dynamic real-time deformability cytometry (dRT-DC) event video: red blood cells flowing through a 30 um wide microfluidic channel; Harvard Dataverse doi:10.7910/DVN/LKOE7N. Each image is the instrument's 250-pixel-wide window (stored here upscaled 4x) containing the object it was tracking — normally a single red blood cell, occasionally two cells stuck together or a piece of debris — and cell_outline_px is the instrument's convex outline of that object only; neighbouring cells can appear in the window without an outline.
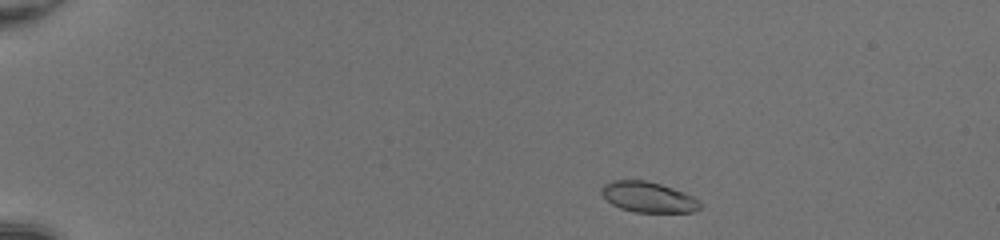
{"species": "common noctule bat (a hibernating species)", "species_latin": "Nyctalus noctula", "temperature_condition": "room temperature", "stored_images_in_passage": 43, "camera_frame_rate_fps": 3000, "um_per_image_px": 0.085, "animal": {"sex": "female", "body_mass_g": 20.0, "forearm_length_mm": 54.0}, "frame": {"image": 1, "passage_image": 2, "time_ms": 0.333, "image_size_px": [1000, 240], "cell_outline_px": [[704, 204], [700, 208], [692, 212], [636, 212], [620, 208], [612, 204], [600, 192], [600, 188], [604, 184], [612, 180], [644, 180], [660, 184], [684, 192], [700, 200]], "centroid_in_image_um": [55.12, 16.75], "position_along_channel_um": 29.9, "area_um2": 17.57}}
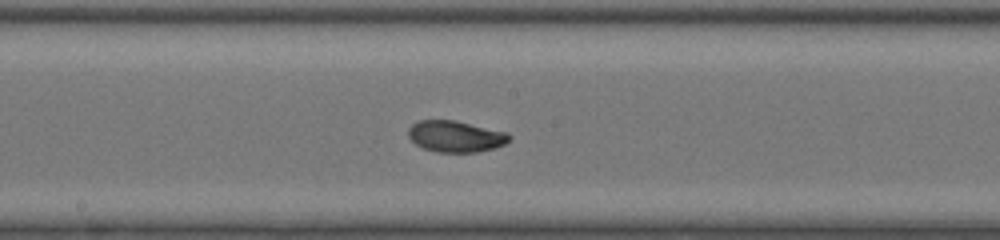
{"frame": {"image": 2, "passage_image": 22, "time_ms": 7.0, "image_size_px": [1000, 240], "cell_outline_px": [[512, 136], [504, 144], [492, 148], [476, 152], [436, 152], [424, 148], [416, 144], [408, 136], [408, 128], [412, 124], [420, 120], [456, 120], [508, 132]], "centroid_in_image_um": [38.72, 11.58], "position_along_channel_um": 209.5, "area_um2": 18.44}}
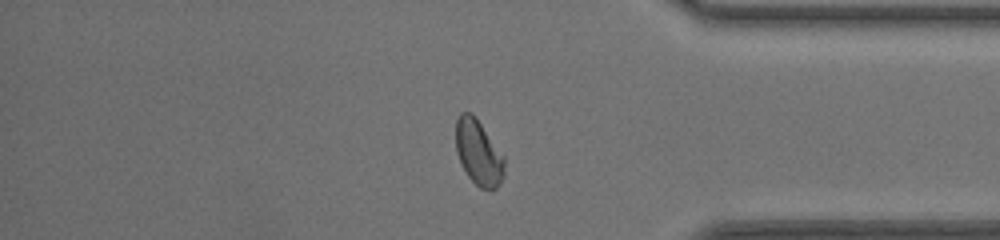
{"frame": {"image": 3, "passage_image": 36, "time_ms": 11.667, "image_size_px": [1000, 240], "cell_outline_px": [[504, 176], [496, 188], [492, 192], [480, 188], [468, 176], [456, 152], [456, 120], [460, 112], [472, 112], [504, 156]], "centroid_in_image_um": [40.68, 12.98], "position_along_channel_um": 394.5, "area_um2": 18.44}, "authors_computed_cell_mechanics": {"area_um2": 18.3226, "velocity_mm_per_s": 4.2272, "shape_relaxation_time_tau1_ms": 4.1431, "shape_relaxation_time_tau2_ms": 0.8259, "deformation_change_tau1": 0.1441, "deformation_change_tau2": 0.0429}}